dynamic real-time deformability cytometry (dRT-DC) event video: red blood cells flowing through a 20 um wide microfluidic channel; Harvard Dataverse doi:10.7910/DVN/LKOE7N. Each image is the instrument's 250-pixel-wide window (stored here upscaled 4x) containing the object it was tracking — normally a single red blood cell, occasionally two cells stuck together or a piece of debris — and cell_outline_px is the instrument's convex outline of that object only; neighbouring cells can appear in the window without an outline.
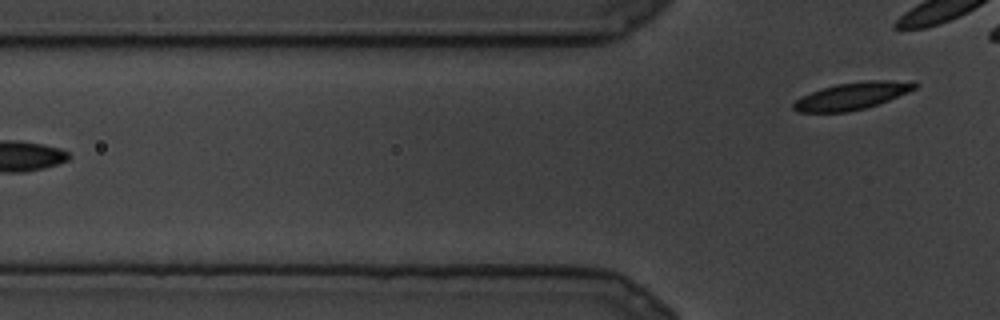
{"species": "common noctule bat (a hibernating species)", "species_latin": "Nyctalus noctula", "temperature_condition": "cold", "stored_images_in_passage": 8, "camera_frame_rate_fps": 3000, "um_per_image_px": 0.085, "animal": {"sex": "male", "body_mass_g": 19.5, "forearm_length_mm": 54.6}, "frame": {"image": 1, "passage_image": 8, "time_ms": 2.333, "image_size_px": [1000, 320], "cell_outline_px": [[920, 84], [916, 88], [908, 92], [888, 100], [864, 108], [848, 112], [796, 112], [792, 108], [792, 104], [796, 100], [812, 92], [836, 84], [868, 80], [884, 80]], "centroid_in_image_um": [72.38, 8.17], "position_along_channel_um": 53.4, "area_um2": 18.73}}